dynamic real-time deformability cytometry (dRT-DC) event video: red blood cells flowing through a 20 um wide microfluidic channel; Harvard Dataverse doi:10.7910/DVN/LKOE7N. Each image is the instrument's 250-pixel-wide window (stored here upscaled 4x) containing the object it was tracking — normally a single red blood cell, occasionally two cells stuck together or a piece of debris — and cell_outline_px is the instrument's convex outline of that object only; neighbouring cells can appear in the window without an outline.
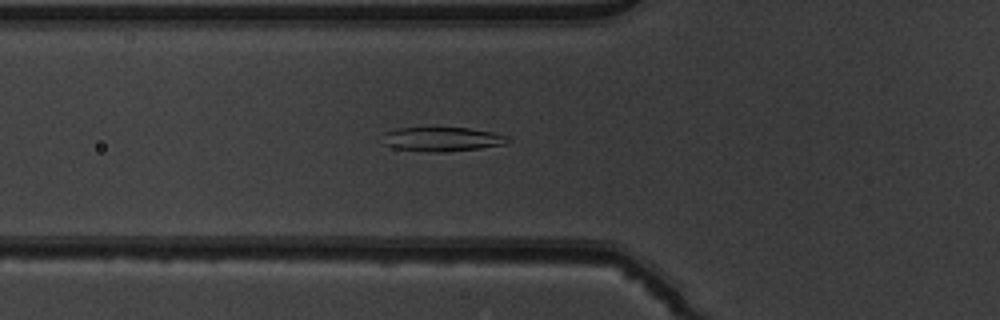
{"species": "common noctule bat (a hibernating species)", "species_latin": "Nyctalus noctula", "temperature_condition": "warm", "stored_images_in_passage": 44, "camera_frame_rate_fps": 3000, "um_per_image_px": 0.085, "animal": {"sex": "male", "body_mass_g": 19.5, "forearm_length_mm": 54.6}, "frame": {"image": 1, "passage_image": 11, "time_ms": 3.333, "image_size_px": [1000, 320], "cell_outline_px": [[512, 140], [508, 144], [480, 148], [444, 152], [428, 152], [392, 148], [384, 144], [384, 132], [396, 128], [468, 128], [492, 132], [508, 136]], "centroid_in_image_um": [37.61, 11.84], "position_along_channel_um": 88.2, "area_um2": 17.8}}
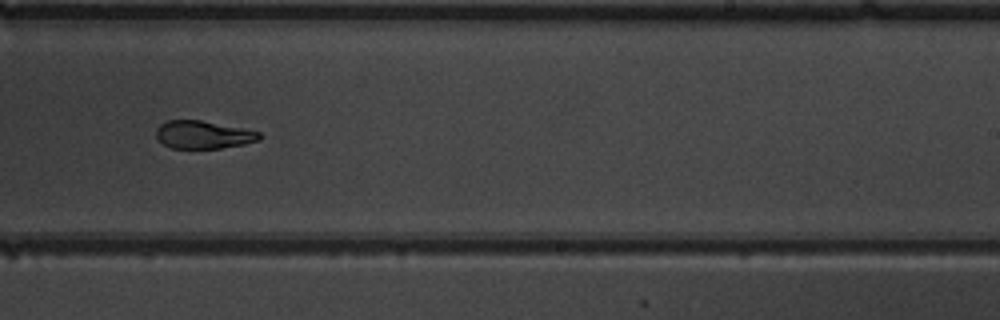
{"frame": {"image": 2, "passage_image": 25, "time_ms": 8.0, "image_size_px": [1000, 320], "cell_outline_px": [[264, 136], [260, 140], [244, 144], [220, 148], [172, 148], [164, 144], [156, 136], [156, 128], [160, 124], [168, 120], [200, 120], [260, 132]], "centroid_in_image_um": [17.29, 11.45], "position_along_channel_um": 271.7, "area_um2": 16.65}}
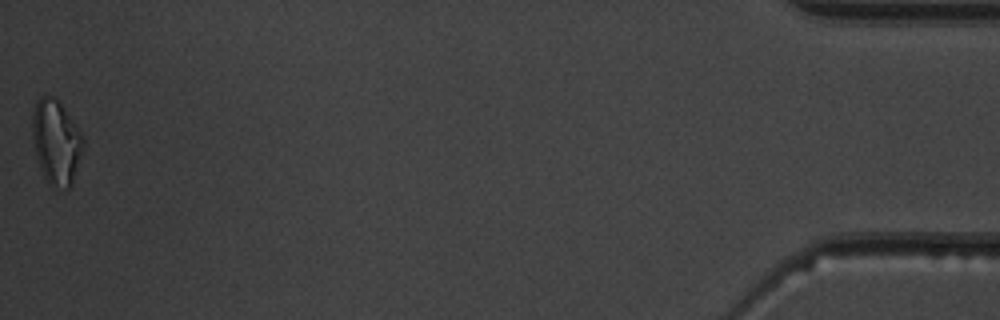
{"frame": {"image": 3, "passage_image": 44, "time_ms": 14.333, "image_size_px": [1000, 320], "cell_outline_px": [[84, 144], [72, 184], [68, 188], [52, 188], [44, 176], [36, 156], [32, 136], [32, 112], [36, 100], [40, 96], [52, 96], [60, 104], [84, 136]], "centroid_in_image_um": [4.76, 12.08], "position_along_channel_um": 430.4, "area_um2": 24.85}, "authors_computed_cell_mechanics": {"area_um2": 18.6405, "velocity_mm_per_s": 3.927, "shape_relaxation_time_tau1_ms": 7.143, "shape_relaxation_time_tau2_ms": 2.7809, "deformation_change_tau1": 0.2323, "deformation_change_tau2": 0.0842}}